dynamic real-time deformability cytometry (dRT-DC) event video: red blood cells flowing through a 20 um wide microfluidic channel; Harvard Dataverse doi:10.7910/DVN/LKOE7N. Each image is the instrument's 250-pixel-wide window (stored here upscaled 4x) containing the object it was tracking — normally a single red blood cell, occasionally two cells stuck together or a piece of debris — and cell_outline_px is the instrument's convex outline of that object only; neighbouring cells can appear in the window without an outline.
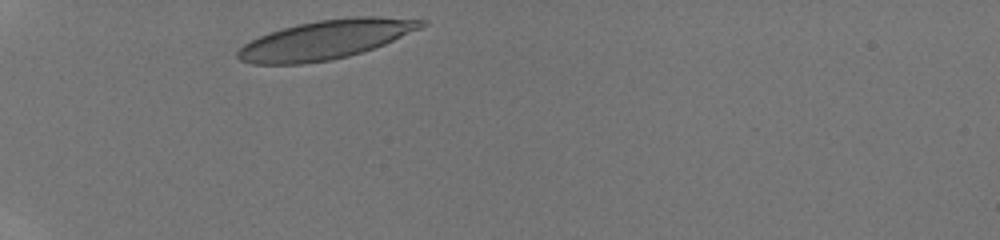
{"species": "human", "species_latin": "Homo sapiens", "temperature_condition": "room temperature", "stored_images_in_passage": 27, "camera_frame_rate_fps": 3000, "um_per_image_px": 0.085, "donor": {"sex": "male"}, "frame": {"image": 1, "passage_image": 1, "time_ms": 0.0, "image_size_px": [1000, 240], "cell_outline_px": [[428, 24], [420, 28], [384, 44], [348, 56], [332, 60], [304, 64], [252, 64], [240, 60], [236, 56], [236, 52], [244, 44], [260, 36], [284, 28], [300, 24], [320, 20], [352, 16], [380, 16], [428, 20]], "centroid_in_image_um": [27.7, 3.37], "position_along_channel_um": 57.3, "area_um2": 41.44}}
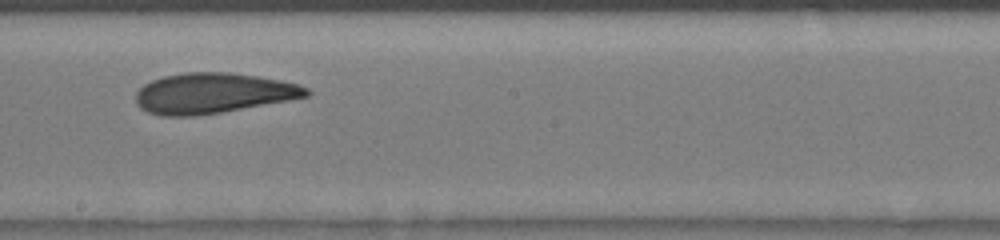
{"frame": {"image": 2, "passage_image": 14, "time_ms": 4.333, "image_size_px": [1000, 240], "cell_outline_px": [[312, 92], [308, 96], [288, 100], [220, 112], [196, 116], [160, 116], [148, 112], [140, 108], [136, 104], [136, 92], [144, 84], [152, 80], [164, 76], [184, 72], [232, 72], [280, 80], [296, 84], [308, 88]], "centroid_in_image_um": [18.07, 7.92], "position_along_channel_um": 230.1, "area_um2": 40.06}}
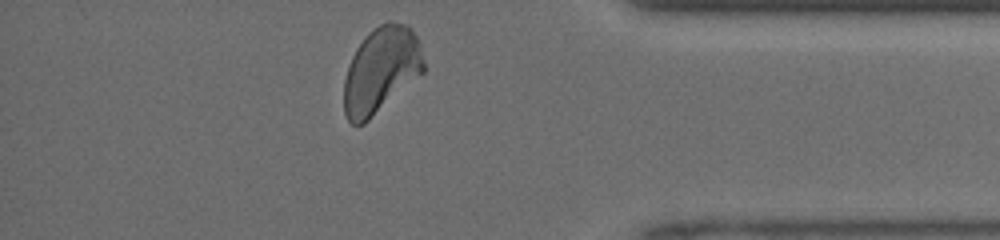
{"frame": {"image": 3, "passage_image": 26, "time_ms": 8.333, "image_size_px": [1000, 240], "cell_outline_px": [[424, 72], [364, 124], [352, 124], [348, 120], [344, 112], [344, 80], [352, 56], [356, 48], [368, 32], [380, 24], [388, 20], [408, 24], [412, 28], [420, 44], [424, 60]], "centroid_in_image_um": [32.4, 5.93], "position_along_channel_um": 402.8, "area_um2": 40.0}}